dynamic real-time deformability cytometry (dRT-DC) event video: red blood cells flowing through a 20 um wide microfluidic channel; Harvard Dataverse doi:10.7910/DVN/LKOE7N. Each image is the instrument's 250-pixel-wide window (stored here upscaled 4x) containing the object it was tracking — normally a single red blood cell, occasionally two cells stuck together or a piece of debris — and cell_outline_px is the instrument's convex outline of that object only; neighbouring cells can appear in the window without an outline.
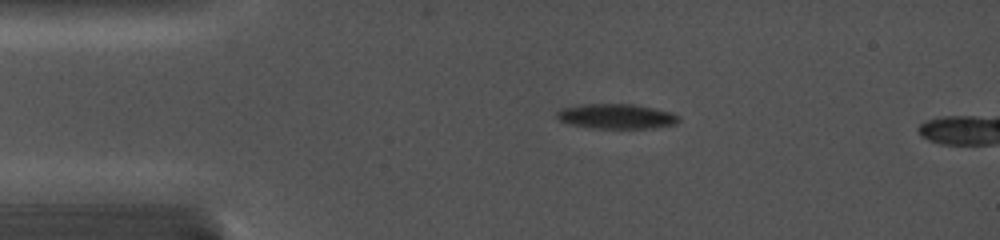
{"species": "common noctule bat (a hibernating species)", "species_latin": "Nyctalus noctula", "temperature_condition": "cold", "stored_images_in_passage": 12, "camera_frame_rate_fps": 5000, "um_per_image_px": 0.085, "animal": {"sex": "female", "body_mass_g": 19.0, "forearm_length_mm": 56.7}, "frame": {"image": 1, "passage_image": 5, "time_ms": 2.8, "image_size_px": [1000, 240], "cell_outline_px": [[680, 120], [676, 124], [656, 128], [592, 128], [572, 124], [560, 120], [556, 116], [556, 112], [560, 108], [580, 104], [632, 104], [672, 112], [680, 116]], "centroid_in_image_um": [52.41, 9.88], "position_along_channel_um": 32.6, "area_um2": 17.74}}
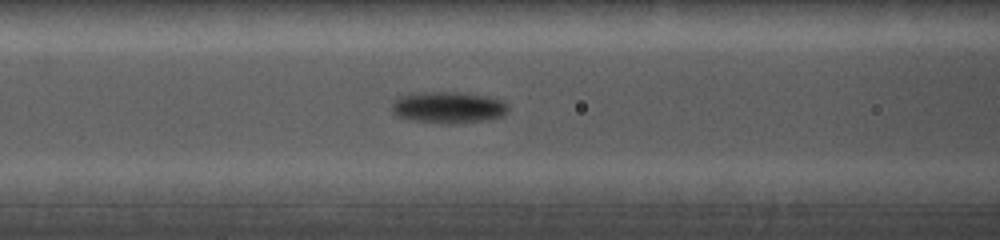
{"frame": {"image": 2, "passage_image": 10, "time_ms": 6.2, "image_size_px": [1000, 240], "cell_outline_px": [[508, 112], [500, 116], [484, 120], [452, 124], [448, 124], [404, 120], [396, 116], [392, 112], [392, 100], [396, 96], [412, 92], [460, 92], [488, 96], [504, 100], [508, 104]], "centroid_in_image_um": [38.03, 9.12], "position_along_channel_um": 128.6, "area_um2": 22.02}}
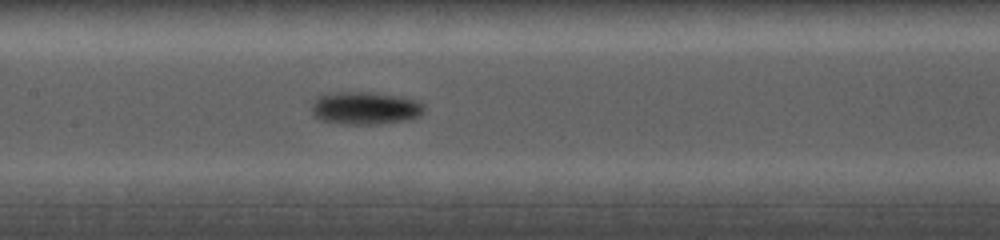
{"frame": {"image": 3, "passage_image": 12, "time_ms": 7.4, "image_size_px": [1000, 240], "cell_outline_px": [[424, 112], [420, 116], [408, 120], [376, 124], [344, 124], [320, 120], [312, 112], [312, 104], [316, 96], [336, 92], [368, 92], [396, 96], [416, 100], [424, 104]], "centroid_in_image_um": [31.04, 9.19], "position_along_channel_um": 176.4, "area_um2": 21.44}}